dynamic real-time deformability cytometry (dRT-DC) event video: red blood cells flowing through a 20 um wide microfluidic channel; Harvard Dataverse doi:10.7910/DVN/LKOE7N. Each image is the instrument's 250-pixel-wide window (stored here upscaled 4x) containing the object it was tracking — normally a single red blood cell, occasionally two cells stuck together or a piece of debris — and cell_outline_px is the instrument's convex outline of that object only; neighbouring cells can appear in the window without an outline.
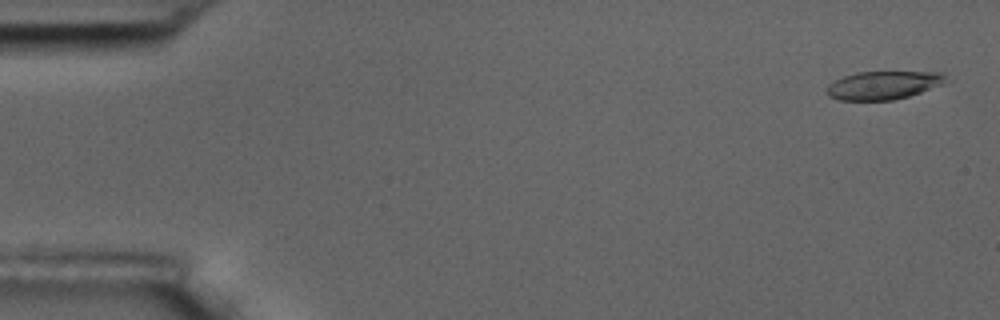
{"species": "common noctule bat (a hibernating species)", "species_latin": "Nyctalus noctula", "temperature_condition": "room temperature", "stored_images_in_passage": 5, "camera_frame_rate_fps": 3000, "um_per_image_px": 0.085, "animal": {"sex": "male", "body_mass_g": 17.5, "forearm_length_mm": 52.3}, "frame": {"image": 1, "passage_image": 1, "time_ms": 0.0, "image_size_px": [1000, 320], "cell_outline_px": [[952, 80], [944, 84], [908, 96], [892, 100], [840, 100], [828, 96], [828, 84], [844, 76], [856, 72], [944, 72]], "centroid_in_image_um": [75.17, 7.23], "position_along_channel_um": 9.8, "area_um2": 19.71}}
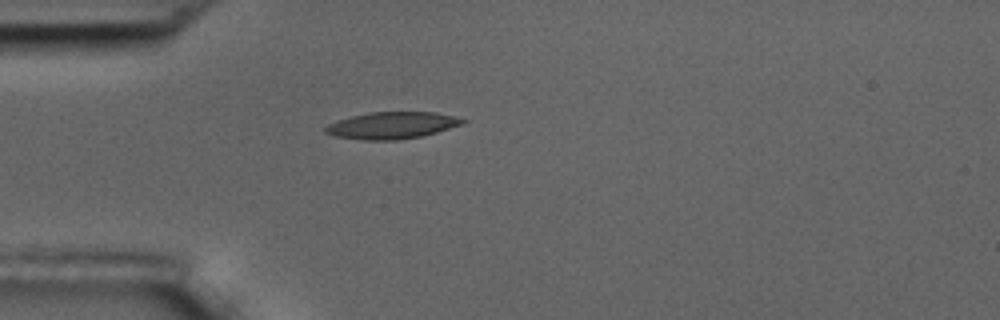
{"frame": {"image": 2, "passage_image": 5, "time_ms": 4.667, "image_size_px": [1000, 320], "cell_outline_px": [[468, 120], [460, 124], [436, 132], [420, 136], [396, 140], [364, 140], [336, 136], [324, 132], [324, 128], [328, 124], [336, 120], [368, 112], [436, 112]], "centroid_in_image_um": [33.26, 10.65], "position_along_channel_um": 51.7, "area_um2": 21.21}}